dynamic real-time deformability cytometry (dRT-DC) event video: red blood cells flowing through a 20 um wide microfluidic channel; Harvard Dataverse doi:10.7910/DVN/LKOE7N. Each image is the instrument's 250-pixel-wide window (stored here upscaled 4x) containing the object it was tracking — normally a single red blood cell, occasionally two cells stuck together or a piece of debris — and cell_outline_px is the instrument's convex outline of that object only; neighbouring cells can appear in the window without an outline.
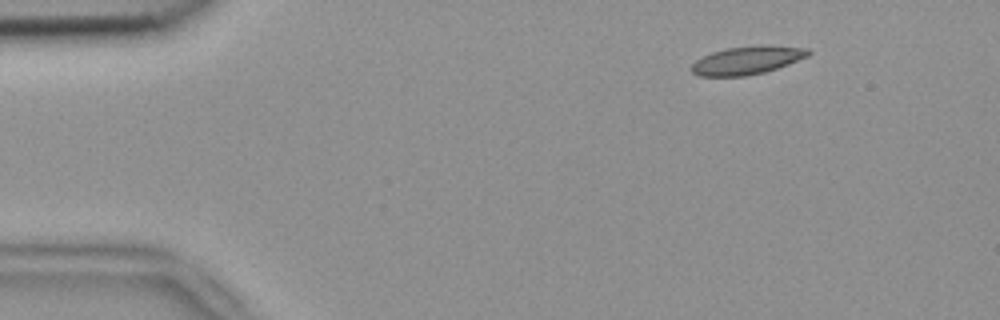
{"species": "common noctule bat (a hibernating species)", "species_latin": "Nyctalus noctula", "temperature_condition": "room temperature", "stored_images_in_passage": 47, "camera_frame_rate_fps": 3000, "um_per_image_px": 0.085, "animal": {"sex": "female", "body_mass_g": 18.4}, "frame": {"image": 1, "passage_image": 1, "time_ms": 0.0, "image_size_px": [1000, 320], "cell_outline_px": [[812, 52], [808, 56], [788, 64], [764, 72], [744, 76], [700, 76], [692, 72], [688, 68], [696, 60], [712, 52], [728, 48], [764, 44], [808, 48]], "centroid_in_image_um": [63.51, 5.11], "position_along_channel_um": 21.5, "area_um2": 19.19}}
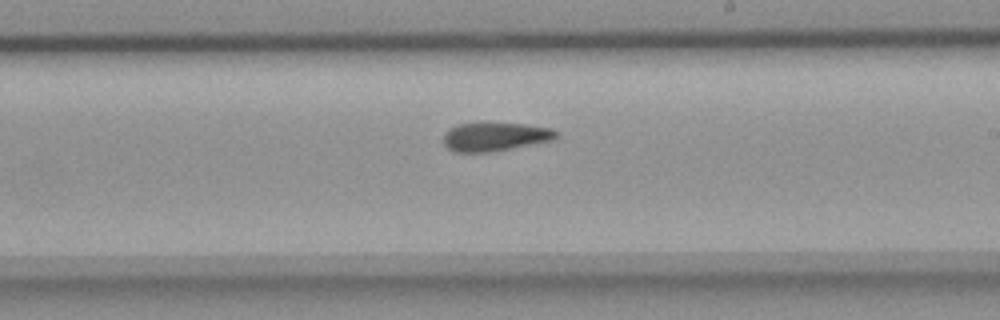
{"frame": {"image": 2, "passage_image": 25, "time_ms": 8.0, "image_size_px": [1000, 320], "cell_outline_px": [[560, 132], [552, 140], [488, 152], [452, 152], [444, 144], [444, 132], [448, 128], [460, 124], [524, 124], [552, 128]], "centroid_in_image_um": [42.05, 11.63], "position_along_channel_um": 246.9, "area_um2": 18.44}}
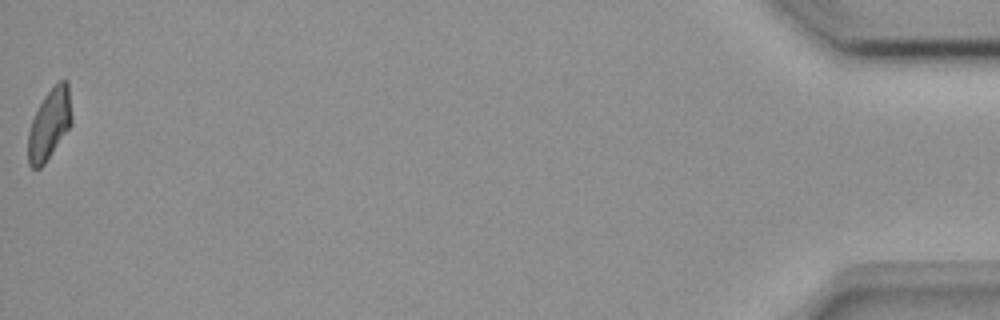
{"frame": {"image": 3, "passage_image": 47, "time_ms": 15.333, "image_size_px": [1000, 320], "cell_outline_px": [[72, 124], [44, 164], [40, 168], [32, 168], [28, 164], [28, 132], [32, 120], [44, 96], [60, 80], [68, 80], [72, 116]], "centroid_in_image_um": [4.21, 10.56], "position_along_channel_um": 431.0, "area_um2": 17.8}, "authors_computed_cell_mechanics": {"area_um2": 19.1318, "velocity_mm_per_s": 3.8412, "shape_relaxation_time_tau1_ms": 10.9032, "shape_relaxation_time_tau2_ms": 3.4159, "deformation_change_tau1": 0.2095, "deformation_change_tau2": 0.105}}